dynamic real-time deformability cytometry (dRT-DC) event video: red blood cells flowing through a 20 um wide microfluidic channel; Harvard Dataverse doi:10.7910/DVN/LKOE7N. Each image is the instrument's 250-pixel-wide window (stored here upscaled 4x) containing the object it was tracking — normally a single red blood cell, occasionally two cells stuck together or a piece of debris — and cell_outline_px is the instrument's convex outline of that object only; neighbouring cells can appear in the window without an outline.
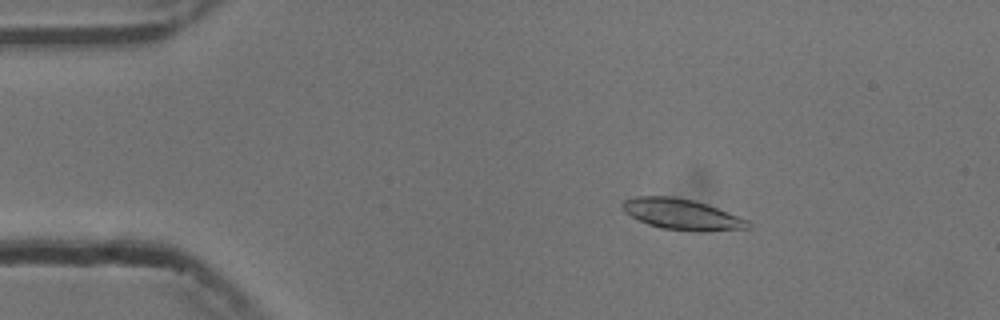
{"species": "common noctule bat (a hibernating species)", "species_latin": "Nyctalus noctula", "temperature_condition": "cold", "stored_images_in_passage": 55, "camera_frame_rate_fps": 3000, "um_per_image_px": 0.085, "animal": {"sex": "male", "body_mass_g": 13.3}, "frame": {"image": 1, "passage_image": 9, "time_ms": 2.667, "image_size_px": [1000, 320], "cell_outline_px": [[752, 228], [708, 232], [696, 232], [660, 228], [648, 224], [624, 212], [620, 204], [624, 200], [636, 196], [668, 196], [692, 200], [708, 204], [748, 220], [752, 224]], "centroid_in_image_um": [57.99, 18.23], "position_along_channel_um": 27.0, "area_um2": 22.77}}
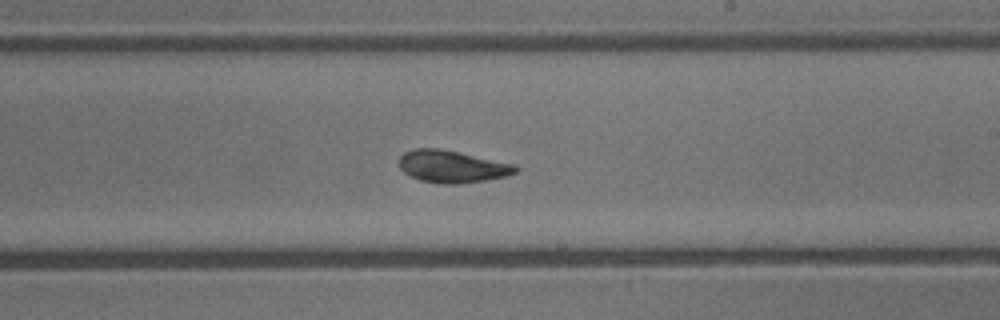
{"frame": {"image": 2, "passage_image": 32, "time_ms": 10.333, "image_size_px": [1000, 320], "cell_outline_px": [[520, 168], [516, 172], [504, 176], [484, 180], [456, 184], [440, 184], [420, 180], [404, 172], [400, 168], [400, 156], [404, 152], [412, 148], [440, 148], [516, 164]], "centroid_in_image_um": [38.43, 14.14], "position_along_channel_um": 250.6, "area_um2": 21.85}}
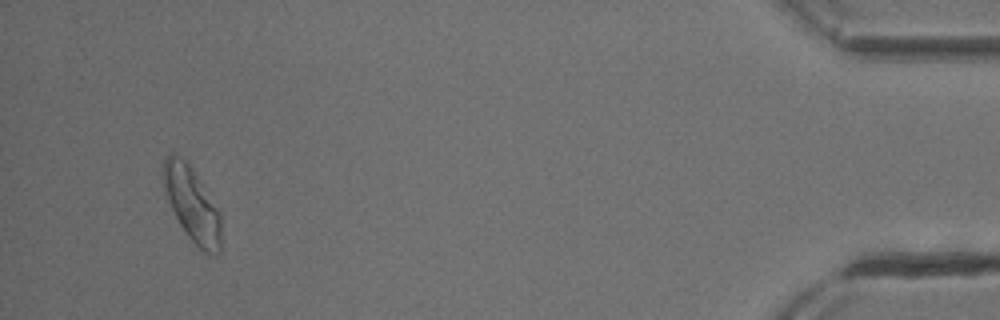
{"frame": {"image": 3, "passage_image": 52, "time_ms": 17.0, "image_size_px": [1000, 320], "cell_outline_px": [[220, 252], [216, 256], [212, 256], [204, 252], [188, 236], [180, 224], [164, 192], [164, 156], [172, 152], [180, 156], [192, 168], [220, 212]], "centroid_in_image_um": [16.33, 17.37], "position_along_channel_um": 418.9, "area_um2": 24.68}, "authors_computed_cell_mechanics": {"area_um2": 21.964, "velocity_mm_per_s": 3.7192, "shape_relaxation_time_tau1_ms": 3.9758, "shape_relaxation_time_tau2_ms": 1.9006, "deformation_change_tau1": 0.1347, "deformation_change_tau2": 0.0857}}